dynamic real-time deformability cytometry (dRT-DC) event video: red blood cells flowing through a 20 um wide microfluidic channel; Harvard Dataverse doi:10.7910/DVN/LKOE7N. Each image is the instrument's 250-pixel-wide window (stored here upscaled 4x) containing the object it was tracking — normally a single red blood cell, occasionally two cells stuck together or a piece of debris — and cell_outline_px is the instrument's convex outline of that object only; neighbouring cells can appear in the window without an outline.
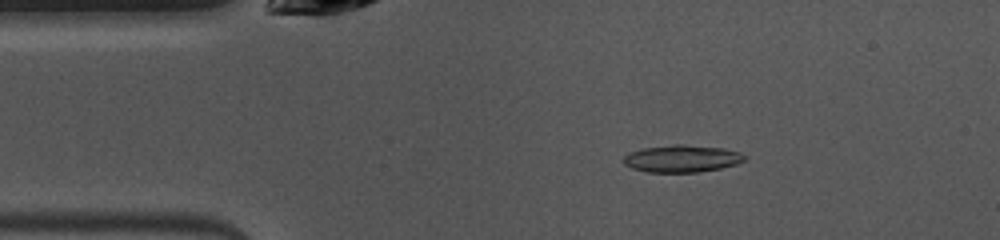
{"species": "common noctule bat (a hibernating species)", "species_latin": "Nyctalus noctula", "temperature_condition": "warm", "stored_images_in_passage": 48, "camera_frame_rate_fps": 3000, "um_per_image_px": 0.085, "animal": {"sex": "female", "body_mass_g": 10.0, "forearm_length_mm": 53.1}, "frame": {"image": 1, "passage_image": 7, "time_ms": 2.0, "image_size_px": [1000, 240], "cell_outline_px": [[744, 160], [736, 164], [720, 168], [696, 172], [648, 172], [632, 168], [624, 164], [620, 160], [628, 152], [644, 148], [676, 144], [684, 144], [724, 148], [740, 152], [744, 156]], "centroid_in_image_um": [57.91, 13.47], "position_along_channel_um": 27.1, "area_um2": 19.19}}
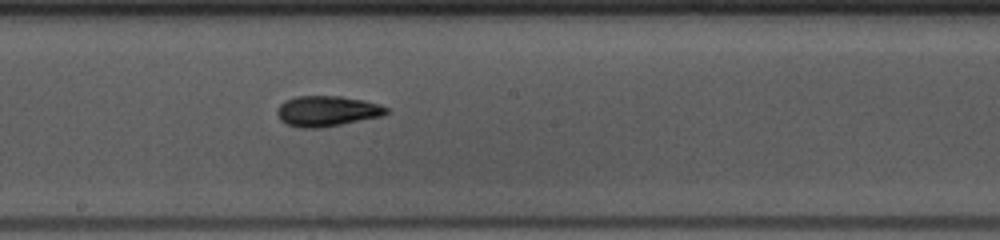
{"frame": {"image": 2, "passage_image": 24, "time_ms": 7.667, "image_size_px": [1000, 240], "cell_outline_px": [[388, 112], [380, 116], [320, 128], [300, 128], [288, 124], [280, 120], [276, 112], [276, 108], [284, 100], [296, 96], [340, 96], [364, 100], [388, 108]], "centroid_in_image_um": [27.72, 9.43], "position_along_channel_um": 220.5, "area_um2": 19.25}}
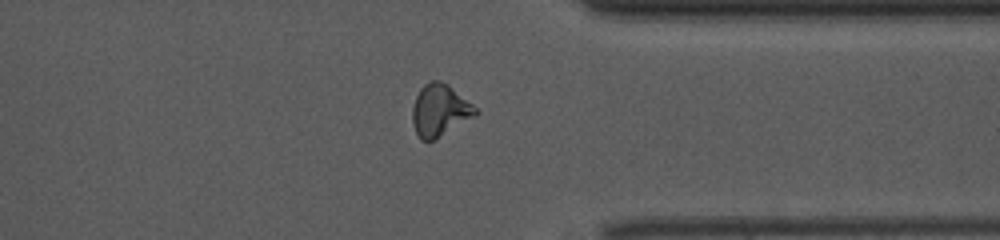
{"frame": {"image": 3, "passage_image": 36, "time_ms": 11.667, "image_size_px": [1000, 240], "cell_outline_px": [[480, 112], [476, 116], [436, 140], [420, 140], [412, 124], [412, 108], [416, 96], [420, 88], [424, 84], [432, 80], [440, 80], [448, 84], [472, 104]], "centroid_in_image_um": [37.38, 9.39], "position_along_channel_um": 374.0, "area_um2": 19.36}, "authors_computed_cell_mechanics": {"area_um2": 18.785, "velocity_mm_per_s": 3.9994, "shape_relaxation_time_tau1_ms": 3.7997, "shape_relaxation_time_tau2_ms": 3.0763, "deformation_change_tau1": 0.1509, "deformation_change_tau2": 0.1015}}